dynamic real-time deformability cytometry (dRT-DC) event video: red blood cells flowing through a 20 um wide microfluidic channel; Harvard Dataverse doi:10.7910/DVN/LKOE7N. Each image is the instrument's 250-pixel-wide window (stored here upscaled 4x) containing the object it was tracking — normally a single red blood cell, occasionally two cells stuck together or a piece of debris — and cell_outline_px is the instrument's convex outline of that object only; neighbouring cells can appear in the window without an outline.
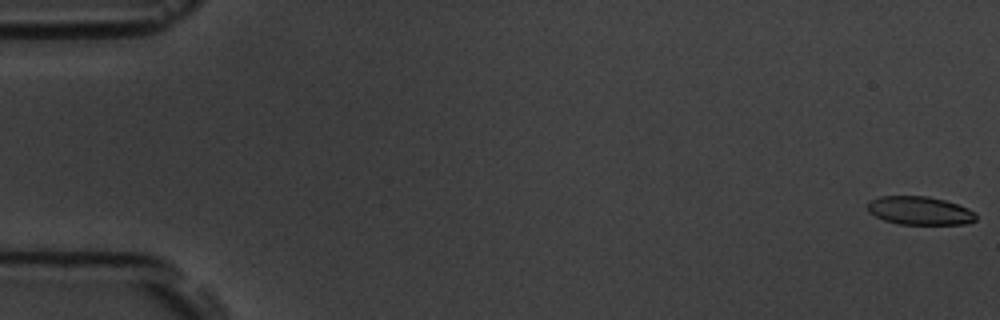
{"species": "common noctule bat (a hibernating species)", "species_latin": "Nyctalus noctula", "temperature_condition": "room temperature", "stored_images_in_passage": 6, "camera_frame_rate_fps": 3000, "um_per_image_px": 0.085, "animal": {"sex": "male", "body_mass_g": 19.5, "forearm_length_mm": 54.6}, "frame": {"image": 1, "passage_image": 1, "time_ms": 0.0, "image_size_px": [1000, 320], "cell_outline_px": [[976, 220], [964, 224], [900, 224], [884, 220], [868, 212], [868, 200], [880, 196], [928, 196], [944, 200], [968, 208], [976, 216]], "centroid_in_image_um": [78.14, 17.9], "position_along_channel_um": 6.9, "area_um2": 17.8}}